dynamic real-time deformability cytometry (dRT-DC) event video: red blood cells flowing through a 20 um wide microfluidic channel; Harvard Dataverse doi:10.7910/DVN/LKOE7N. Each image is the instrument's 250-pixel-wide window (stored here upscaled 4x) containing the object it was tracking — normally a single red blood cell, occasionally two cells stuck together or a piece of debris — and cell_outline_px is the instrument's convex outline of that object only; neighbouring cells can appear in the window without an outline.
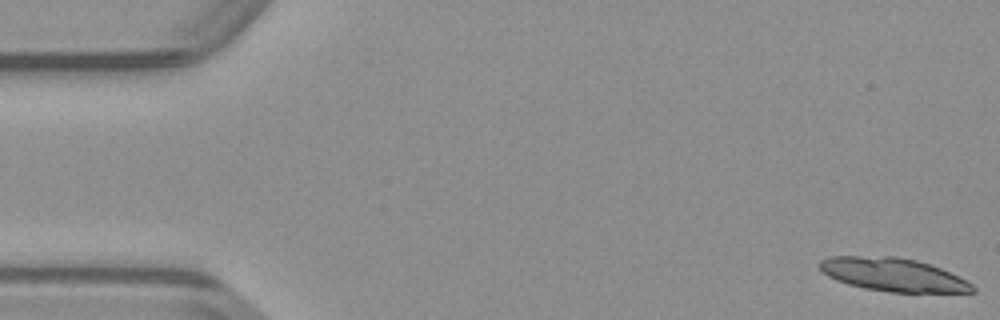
{"species": "common noctule bat (a hibernating species)", "species_latin": "Nyctalus noctula", "temperature_condition": "warm", "stored_images_in_passage": 24, "camera_frame_rate_fps": 3000, "um_per_image_px": 0.085, "animal": {"sex": "male", "body_mass_g": 23.1, "forearm_length_mm": 52.7}, "frame": {"image": 1, "passage_image": 1, "time_ms": 0.0, "image_size_px": [1000, 320], "cell_outline_px": [[976, 292], [888, 292], [864, 288], [848, 284], [836, 280], [828, 276], [816, 264], [820, 260], [828, 256], [896, 256], [916, 260], [940, 268], [972, 284], [976, 288]], "centroid_in_image_um": [75.86, 23.34], "position_along_channel_um": 9.1, "area_um2": 29.54}}